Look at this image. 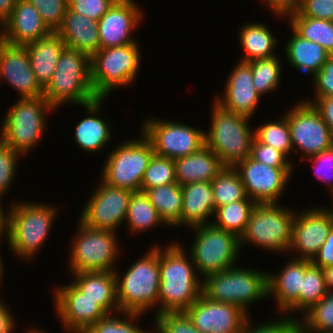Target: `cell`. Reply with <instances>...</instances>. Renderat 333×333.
<instances>
[{
  "label": "cell",
  "instance_id": "43",
  "mask_svg": "<svg viewBox=\"0 0 333 333\" xmlns=\"http://www.w3.org/2000/svg\"><path fill=\"white\" fill-rule=\"evenodd\" d=\"M170 183H176L175 160L154 154L145 170L141 191Z\"/></svg>",
  "mask_w": 333,
  "mask_h": 333
},
{
  "label": "cell",
  "instance_id": "53",
  "mask_svg": "<svg viewBox=\"0 0 333 333\" xmlns=\"http://www.w3.org/2000/svg\"><path fill=\"white\" fill-rule=\"evenodd\" d=\"M268 7L271 14H275L276 18L281 20H286V16L294 11H297L302 4L303 0H261ZM281 17V18H280Z\"/></svg>",
  "mask_w": 333,
  "mask_h": 333
},
{
  "label": "cell",
  "instance_id": "15",
  "mask_svg": "<svg viewBox=\"0 0 333 333\" xmlns=\"http://www.w3.org/2000/svg\"><path fill=\"white\" fill-rule=\"evenodd\" d=\"M132 193L100 180L85 202L78 220L88 228L118 233L125 222Z\"/></svg>",
  "mask_w": 333,
  "mask_h": 333
},
{
  "label": "cell",
  "instance_id": "25",
  "mask_svg": "<svg viewBox=\"0 0 333 333\" xmlns=\"http://www.w3.org/2000/svg\"><path fill=\"white\" fill-rule=\"evenodd\" d=\"M0 28L1 40L10 45L24 46L51 33L38 10L28 0H18Z\"/></svg>",
  "mask_w": 333,
  "mask_h": 333
},
{
  "label": "cell",
  "instance_id": "3",
  "mask_svg": "<svg viewBox=\"0 0 333 333\" xmlns=\"http://www.w3.org/2000/svg\"><path fill=\"white\" fill-rule=\"evenodd\" d=\"M124 272L114 271L120 312L157 315L160 270L159 244L150 245ZM121 273V274H120ZM154 308V309H153ZM152 309V310H151Z\"/></svg>",
  "mask_w": 333,
  "mask_h": 333
},
{
  "label": "cell",
  "instance_id": "48",
  "mask_svg": "<svg viewBox=\"0 0 333 333\" xmlns=\"http://www.w3.org/2000/svg\"><path fill=\"white\" fill-rule=\"evenodd\" d=\"M309 161L311 167L314 170V175L322 182L326 184L328 191L333 200V146L327 150L304 159Z\"/></svg>",
  "mask_w": 333,
  "mask_h": 333
},
{
  "label": "cell",
  "instance_id": "41",
  "mask_svg": "<svg viewBox=\"0 0 333 333\" xmlns=\"http://www.w3.org/2000/svg\"><path fill=\"white\" fill-rule=\"evenodd\" d=\"M327 293L322 269L305 260V274L300 289V317Z\"/></svg>",
  "mask_w": 333,
  "mask_h": 333
},
{
  "label": "cell",
  "instance_id": "34",
  "mask_svg": "<svg viewBox=\"0 0 333 333\" xmlns=\"http://www.w3.org/2000/svg\"><path fill=\"white\" fill-rule=\"evenodd\" d=\"M145 193L170 229L181 228L182 189L180 184L176 182L149 188Z\"/></svg>",
  "mask_w": 333,
  "mask_h": 333
},
{
  "label": "cell",
  "instance_id": "32",
  "mask_svg": "<svg viewBox=\"0 0 333 333\" xmlns=\"http://www.w3.org/2000/svg\"><path fill=\"white\" fill-rule=\"evenodd\" d=\"M256 22H246L240 27L238 39L240 49L244 52L239 59L240 61L250 62L278 55L275 51L279 43L276 34L270 30V26L267 24Z\"/></svg>",
  "mask_w": 333,
  "mask_h": 333
},
{
  "label": "cell",
  "instance_id": "20",
  "mask_svg": "<svg viewBox=\"0 0 333 333\" xmlns=\"http://www.w3.org/2000/svg\"><path fill=\"white\" fill-rule=\"evenodd\" d=\"M201 333H241L250 317L240 307L202 295L185 311Z\"/></svg>",
  "mask_w": 333,
  "mask_h": 333
},
{
  "label": "cell",
  "instance_id": "56",
  "mask_svg": "<svg viewBox=\"0 0 333 333\" xmlns=\"http://www.w3.org/2000/svg\"><path fill=\"white\" fill-rule=\"evenodd\" d=\"M18 0H0V26L11 15Z\"/></svg>",
  "mask_w": 333,
  "mask_h": 333
},
{
  "label": "cell",
  "instance_id": "52",
  "mask_svg": "<svg viewBox=\"0 0 333 333\" xmlns=\"http://www.w3.org/2000/svg\"><path fill=\"white\" fill-rule=\"evenodd\" d=\"M302 100L304 102L312 104L315 107V109L320 113L324 122L327 124L333 137V97H303Z\"/></svg>",
  "mask_w": 333,
  "mask_h": 333
},
{
  "label": "cell",
  "instance_id": "14",
  "mask_svg": "<svg viewBox=\"0 0 333 333\" xmlns=\"http://www.w3.org/2000/svg\"><path fill=\"white\" fill-rule=\"evenodd\" d=\"M293 105L283 113L288 120L293 153L296 157L300 155V161H303L331 148L333 137L315 107L301 99Z\"/></svg>",
  "mask_w": 333,
  "mask_h": 333
},
{
  "label": "cell",
  "instance_id": "24",
  "mask_svg": "<svg viewBox=\"0 0 333 333\" xmlns=\"http://www.w3.org/2000/svg\"><path fill=\"white\" fill-rule=\"evenodd\" d=\"M104 101L105 98H96L81 105L86 111V116L80 119L73 131L76 147L90 155L107 150L113 138V125L107 118L101 117L100 113Z\"/></svg>",
  "mask_w": 333,
  "mask_h": 333
},
{
  "label": "cell",
  "instance_id": "19",
  "mask_svg": "<svg viewBox=\"0 0 333 333\" xmlns=\"http://www.w3.org/2000/svg\"><path fill=\"white\" fill-rule=\"evenodd\" d=\"M136 0H116L98 20L100 49L134 44V31L144 20L143 9ZM139 25V26H138Z\"/></svg>",
  "mask_w": 333,
  "mask_h": 333
},
{
  "label": "cell",
  "instance_id": "29",
  "mask_svg": "<svg viewBox=\"0 0 333 333\" xmlns=\"http://www.w3.org/2000/svg\"><path fill=\"white\" fill-rule=\"evenodd\" d=\"M291 35L283 45L284 60L290 67L301 74H309L311 78L317 74L324 63L330 58V54L319 44L304 39L291 27Z\"/></svg>",
  "mask_w": 333,
  "mask_h": 333
},
{
  "label": "cell",
  "instance_id": "16",
  "mask_svg": "<svg viewBox=\"0 0 333 333\" xmlns=\"http://www.w3.org/2000/svg\"><path fill=\"white\" fill-rule=\"evenodd\" d=\"M332 227L333 209L330 206L311 205L301 211L295 209L289 256L312 261L325 243Z\"/></svg>",
  "mask_w": 333,
  "mask_h": 333
},
{
  "label": "cell",
  "instance_id": "57",
  "mask_svg": "<svg viewBox=\"0 0 333 333\" xmlns=\"http://www.w3.org/2000/svg\"><path fill=\"white\" fill-rule=\"evenodd\" d=\"M4 203L0 199V242H3L1 239H6L7 235V215L8 210H4ZM5 211V212H4Z\"/></svg>",
  "mask_w": 333,
  "mask_h": 333
},
{
  "label": "cell",
  "instance_id": "22",
  "mask_svg": "<svg viewBox=\"0 0 333 333\" xmlns=\"http://www.w3.org/2000/svg\"><path fill=\"white\" fill-rule=\"evenodd\" d=\"M228 74L224 91L214 97V101L223 109L252 119L262 97L256 92L253 81L251 65L238 60ZM219 96V97H218Z\"/></svg>",
  "mask_w": 333,
  "mask_h": 333
},
{
  "label": "cell",
  "instance_id": "13",
  "mask_svg": "<svg viewBox=\"0 0 333 333\" xmlns=\"http://www.w3.org/2000/svg\"><path fill=\"white\" fill-rule=\"evenodd\" d=\"M157 118L147 117L139 129L152 143L154 154L175 160L205 146V130L202 128Z\"/></svg>",
  "mask_w": 333,
  "mask_h": 333
},
{
  "label": "cell",
  "instance_id": "27",
  "mask_svg": "<svg viewBox=\"0 0 333 333\" xmlns=\"http://www.w3.org/2000/svg\"><path fill=\"white\" fill-rule=\"evenodd\" d=\"M72 282L87 297L96 301L108 314L120 312L116 275L111 271L77 272ZM72 280V281H71Z\"/></svg>",
  "mask_w": 333,
  "mask_h": 333
},
{
  "label": "cell",
  "instance_id": "45",
  "mask_svg": "<svg viewBox=\"0 0 333 333\" xmlns=\"http://www.w3.org/2000/svg\"><path fill=\"white\" fill-rule=\"evenodd\" d=\"M152 326L154 333H201L185 311L157 314Z\"/></svg>",
  "mask_w": 333,
  "mask_h": 333
},
{
  "label": "cell",
  "instance_id": "39",
  "mask_svg": "<svg viewBox=\"0 0 333 333\" xmlns=\"http://www.w3.org/2000/svg\"><path fill=\"white\" fill-rule=\"evenodd\" d=\"M211 184L216 209L247 197L241 177L233 167H223Z\"/></svg>",
  "mask_w": 333,
  "mask_h": 333
},
{
  "label": "cell",
  "instance_id": "42",
  "mask_svg": "<svg viewBox=\"0 0 333 333\" xmlns=\"http://www.w3.org/2000/svg\"><path fill=\"white\" fill-rule=\"evenodd\" d=\"M142 316L145 315L126 312L108 314L84 333H151L150 330L148 332L140 327L138 321L141 320Z\"/></svg>",
  "mask_w": 333,
  "mask_h": 333
},
{
  "label": "cell",
  "instance_id": "9",
  "mask_svg": "<svg viewBox=\"0 0 333 333\" xmlns=\"http://www.w3.org/2000/svg\"><path fill=\"white\" fill-rule=\"evenodd\" d=\"M100 49L90 57L91 83L97 98H108L117 88H129L139 76L140 42Z\"/></svg>",
  "mask_w": 333,
  "mask_h": 333
},
{
  "label": "cell",
  "instance_id": "40",
  "mask_svg": "<svg viewBox=\"0 0 333 333\" xmlns=\"http://www.w3.org/2000/svg\"><path fill=\"white\" fill-rule=\"evenodd\" d=\"M301 333H333V292L299 317Z\"/></svg>",
  "mask_w": 333,
  "mask_h": 333
},
{
  "label": "cell",
  "instance_id": "51",
  "mask_svg": "<svg viewBox=\"0 0 333 333\" xmlns=\"http://www.w3.org/2000/svg\"><path fill=\"white\" fill-rule=\"evenodd\" d=\"M302 16L333 20V0H303L297 10Z\"/></svg>",
  "mask_w": 333,
  "mask_h": 333
},
{
  "label": "cell",
  "instance_id": "58",
  "mask_svg": "<svg viewBox=\"0 0 333 333\" xmlns=\"http://www.w3.org/2000/svg\"><path fill=\"white\" fill-rule=\"evenodd\" d=\"M327 292H333V266L322 268Z\"/></svg>",
  "mask_w": 333,
  "mask_h": 333
},
{
  "label": "cell",
  "instance_id": "30",
  "mask_svg": "<svg viewBox=\"0 0 333 333\" xmlns=\"http://www.w3.org/2000/svg\"><path fill=\"white\" fill-rule=\"evenodd\" d=\"M218 156L206 145L199 151L175 159V177L178 184L212 181L222 170Z\"/></svg>",
  "mask_w": 333,
  "mask_h": 333
},
{
  "label": "cell",
  "instance_id": "31",
  "mask_svg": "<svg viewBox=\"0 0 333 333\" xmlns=\"http://www.w3.org/2000/svg\"><path fill=\"white\" fill-rule=\"evenodd\" d=\"M24 46L29 53L31 68L36 79L44 88L51 80L66 45L56 32H51L48 36Z\"/></svg>",
  "mask_w": 333,
  "mask_h": 333
},
{
  "label": "cell",
  "instance_id": "36",
  "mask_svg": "<svg viewBox=\"0 0 333 333\" xmlns=\"http://www.w3.org/2000/svg\"><path fill=\"white\" fill-rule=\"evenodd\" d=\"M256 204L247 196L243 200L218 207L214 212L212 224L240 238Z\"/></svg>",
  "mask_w": 333,
  "mask_h": 333
},
{
  "label": "cell",
  "instance_id": "7",
  "mask_svg": "<svg viewBox=\"0 0 333 333\" xmlns=\"http://www.w3.org/2000/svg\"><path fill=\"white\" fill-rule=\"evenodd\" d=\"M209 130H205V145L219 158L223 167H235L250 156L254 128L249 117L229 112L212 103ZM251 125V127H250Z\"/></svg>",
  "mask_w": 333,
  "mask_h": 333
},
{
  "label": "cell",
  "instance_id": "55",
  "mask_svg": "<svg viewBox=\"0 0 333 333\" xmlns=\"http://www.w3.org/2000/svg\"><path fill=\"white\" fill-rule=\"evenodd\" d=\"M11 307L4 302L0 296V333H14L17 328L16 316L13 315Z\"/></svg>",
  "mask_w": 333,
  "mask_h": 333
},
{
  "label": "cell",
  "instance_id": "33",
  "mask_svg": "<svg viewBox=\"0 0 333 333\" xmlns=\"http://www.w3.org/2000/svg\"><path fill=\"white\" fill-rule=\"evenodd\" d=\"M130 235H140L155 228L169 227L164 223L156 208L150 202L145 192H133L128 203L127 215L124 222Z\"/></svg>",
  "mask_w": 333,
  "mask_h": 333
},
{
  "label": "cell",
  "instance_id": "38",
  "mask_svg": "<svg viewBox=\"0 0 333 333\" xmlns=\"http://www.w3.org/2000/svg\"><path fill=\"white\" fill-rule=\"evenodd\" d=\"M278 117V119L276 118L273 121L269 120L259 124V126H255L254 136L262 143L284 153L294 165L295 161H293L291 155L293 154V147L288 120L284 113Z\"/></svg>",
  "mask_w": 333,
  "mask_h": 333
},
{
  "label": "cell",
  "instance_id": "28",
  "mask_svg": "<svg viewBox=\"0 0 333 333\" xmlns=\"http://www.w3.org/2000/svg\"><path fill=\"white\" fill-rule=\"evenodd\" d=\"M98 21L90 20L69 9L56 33L66 47L87 53L90 57L100 50Z\"/></svg>",
  "mask_w": 333,
  "mask_h": 333
},
{
  "label": "cell",
  "instance_id": "18",
  "mask_svg": "<svg viewBox=\"0 0 333 333\" xmlns=\"http://www.w3.org/2000/svg\"><path fill=\"white\" fill-rule=\"evenodd\" d=\"M234 169L241 177L246 195L256 203H279L296 170L295 167L268 166L250 157Z\"/></svg>",
  "mask_w": 333,
  "mask_h": 333
},
{
  "label": "cell",
  "instance_id": "50",
  "mask_svg": "<svg viewBox=\"0 0 333 333\" xmlns=\"http://www.w3.org/2000/svg\"><path fill=\"white\" fill-rule=\"evenodd\" d=\"M311 81L314 95L310 98L333 97V56H330Z\"/></svg>",
  "mask_w": 333,
  "mask_h": 333
},
{
  "label": "cell",
  "instance_id": "8",
  "mask_svg": "<svg viewBox=\"0 0 333 333\" xmlns=\"http://www.w3.org/2000/svg\"><path fill=\"white\" fill-rule=\"evenodd\" d=\"M284 205V206H283ZM282 203H257L239 238L241 253L250 245L275 254H287L292 239L295 209Z\"/></svg>",
  "mask_w": 333,
  "mask_h": 333
},
{
  "label": "cell",
  "instance_id": "1",
  "mask_svg": "<svg viewBox=\"0 0 333 333\" xmlns=\"http://www.w3.org/2000/svg\"><path fill=\"white\" fill-rule=\"evenodd\" d=\"M159 245L160 285L157 314L186 311L201 295L203 279L178 240Z\"/></svg>",
  "mask_w": 333,
  "mask_h": 333
},
{
  "label": "cell",
  "instance_id": "12",
  "mask_svg": "<svg viewBox=\"0 0 333 333\" xmlns=\"http://www.w3.org/2000/svg\"><path fill=\"white\" fill-rule=\"evenodd\" d=\"M193 232L192 244L186 249L196 266L198 275L206 276L238 265L241 249L239 238L213 224L189 228Z\"/></svg>",
  "mask_w": 333,
  "mask_h": 333
},
{
  "label": "cell",
  "instance_id": "49",
  "mask_svg": "<svg viewBox=\"0 0 333 333\" xmlns=\"http://www.w3.org/2000/svg\"><path fill=\"white\" fill-rule=\"evenodd\" d=\"M116 0H68V9L98 21Z\"/></svg>",
  "mask_w": 333,
  "mask_h": 333
},
{
  "label": "cell",
  "instance_id": "44",
  "mask_svg": "<svg viewBox=\"0 0 333 333\" xmlns=\"http://www.w3.org/2000/svg\"><path fill=\"white\" fill-rule=\"evenodd\" d=\"M24 156L13 148L7 146L0 139V199H6L5 195L13 189L12 185L15 183L19 161Z\"/></svg>",
  "mask_w": 333,
  "mask_h": 333
},
{
  "label": "cell",
  "instance_id": "5",
  "mask_svg": "<svg viewBox=\"0 0 333 333\" xmlns=\"http://www.w3.org/2000/svg\"><path fill=\"white\" fill-rule=\"evenodd\" d=\"M53 112L56 114V109L43 96L18 98L2 116L0 139L24 157L28 156L42 141L48 115Z\"/></svg>",
  "mask_w": 333,
  "mask_h": 333
},
{
  "label": "cell",
  "instance_id": "17",
  "mask_svg": "<svg viewBox=\"0 0 333 333\" xmlns=\"http://www.w3.org/2000/svg\"><path fill=\"white\" fill-rule=\"evenodd\" d=\"M56 286L52 294L54 315L59 318L64 332L84 333L108 315L96 301L87 297L72 282Z\"/></svg>",
  "mask_w": 333,
  "mask_h": 333
},
{
  "label": "cell",
  "instance_id": "4",
  "mask_svg": "<svg viewBox=\"0 0 333 333\" xmlns=\"http://www.w3.org/2000/svg\"><path fill=\"white\" fill-rule=\"evenodd\" d=\"M43 97L56 110L69 106H81L97 97L91 83L90 56L82 51L65 47Z\"/></svg>",
  "mask_w": 333,
  "mask_h": 333
},
{
  "label": "cell",
  "instance_id": "47",
  "mask_svg": "<svg viewBox=\"0 0 333 333\" xmlns=\"http://www.w3.org/2000/svg\"><path fill=\"white\" fill-rule=\"evenodd\" d=\"M249 157L259 163L272 167H295L284 153L262 143L255 136L251 144Z\"/></svg>",
  "mask_w": 333,
  "mask_h": 333
},
{
  "label": "cell",
  "instance_id": "6",
  "mask_svg": "<svg viewBox=\"0 0 333 333\" xmlns=\"http://www.w3.org/2000/svg\"><path fill=\"white\" fill-rule=\"evenodd\" d=\"M238 266L206 276L202 293L213 301L238 306L251 316V305L268 300V271Z\"/></svg>",
  "mask_w": 333,
  "mask_h": 333
},
{
  "label": "cell",
  "instance_id": "26",
  "mask_svg": "<svg viewBox=\"0 0 333 333\" xmlns=\"http://www.w3.org/2000/svg\"><path fill=\"white\" fill-rule=\"evenodd\" d=\"M181 189V228L212 224L216 205L211 181L188 183Z\"/></svg>",
  "mask_w": 333,
  "mask_h": 333
},
{
  "label": "cell",
  "instance_id": "23",
  "mask_svg": "<svg viewBox=\"0 0 333 333\" xmlns=\"http://www.w3.org/2000/svg\"><path fill=\"white\" fill-rule=\"evenodd\" d=\"M279 272H267L268 298L275 301L278 315L299 319L300 289L305 274V260L289 258ZM296 314V315H295ZM298 315V316H297Z\"/></svg>",
  "mask_w": 333,
  "mask_h": 333
},
{
  "label": "cell",
  "instance_id": "59",
  "mask_svg": "<svg viewBox=\"0 0 333 333\" xmlns=\"http://www.w3.org/2000/svg\"><path fill=\"white\" fill-rule=\"evenodd\" d=\"M1 251H0V288L2 287V283L4 282L3 278L5 277L4 274H5V263H4V259H2V255H1Z\"/></svg>",
  "mask_w": 333,
  "mask_h": 333
},
{
  "label": "cell",
  "instance_id": "54",
  "mask_svg": "<svg viewBox=\"0 0 333 333\" xmlns=\"http://www.w3.org/2000/svg\"><path fill=\"white\" fill-rule=\"evenodd\" d=\"M311 263L321 269L327 266H333V227L331 228L325 243L320 247L319 252L313 258Z\"/></svg>",
  "mask_w": 333,
  "mask_h": 333
},
{
  "label": "cell",
  "instance_id": "10",
  "mask_svg": "<svg viewBox=\"0 0 333 333\" xmlns=\"http://www.w3.org/2000/svg\"><path fill=\"white\" fill-rule=\"evenodd\" d=\"M78 228L70 241L68 271L77 272L111 271L117 268L122 250L119 236L110 230L86 227L78 220Z\"/></svg>",
  "mask_w": 333,
  "mask_h": 333
},
{
  "label": "cell",
  "instance_id": "2",
  "mask_svg": "<svg viewBox=\"0 0 333 333\" xmlns=\"http://www.w3.org/2000/svg\"><path fill=\"white\" fill-rule=\"evenodd\" d=\"M15 201V202H14ZM7 207L6 243L12 256L31 261L46 244L59 214V206L14 200ZM30 201V202H29ZM37 255V256H36Z\"/></svg>",
  "mask_w": 333,
  "mask_h": 333
},
{
  "label": "cell",
  "instance_id": "21",
  "mask_svg": "<svg viewBox=\"0 0 333 333\" xmlns=\"http://www.w3.org/2000/svg\"><path fill=\"white\" fill-rule=\"evenodd\" d=\"M2 81L16 91L19 99L39 98L44 93L31 68L26 47L0 40V85Z\"/></svg>",
  "mask_w": 333,
  "mask_h": 333
},
{
  "label": "cell",
  "instance_id": "11",
  "mask_svg": "<svg viewBox=\"0 0 333 333\" xmlns=\"http://www.w3.org/2000/svg\"><path fill=\"white\" fill-rule=\"evenodd\" d=\"M139 131L140 137L122 140L107 153L98 180L131 192L141 191V182L154 149L150 140Z\"/></svg>",
  "mask_w": 333,
  "mask_h": 333
},
{
  "label": "cell",
  "instance_id": "35",
  "mask_svg": "<svg viewBox=\"0 0 333 333\" xmlns=\"http://www.w3.org/2000/svg\"><path fill=\"white\" fill-rule=\"evenodd\" d=\"M291 27L298 35L309 41L321 45L333 56V23L329 20L310 18L302 16L294 11L285 17Z\"/></svg>",
  "mask_w": 333,
  "mask_h": 333
},
{
  "label": "cell",
  "instance_id": "37",
  "mask_svg": "<svg viewBox=\"0 0 333 333\" xmlns=\"http://www.w3.org/2000/svg\"><path fill=\"white\" fill-rule=\"evenodd\" d=\"M280 56L257 59L248 62L251 65L252 81L256 92L262 97L277 92L283 77V66ZM282 75V76H281Z\"/></svg>",
  "mask_w": 333,
  "mask_h": 333
},
{
  "label": "cell",
  "instance_id": "46",
  "mask_svg": "<svg viewBox=\"0 0 333 333\" xmlns=\"http://www.w3.org/2000/svg\"><path fill=\"white\" fill-rule=\"evenodd\" d=\"M41 15L44 24L51 32H56L68 9V0H28Z\"/></svg>",
  "mask_w": 333,
  "mask_h": 333
},
{
  "label": "cell",
  "instance_id": "60",
  "mask_svg": "<svg viewBox=\"0 0 333 333\" xmlns=\"http://www.w3.org/2000/svg\"><path fill=\"white\" fill-rule=\"evenodd\" d=\"M27 333H49V332H47L45 329L43 330V328L41 327V328H37V327H29L28 328V331H27Z\"/></svg>",
  "mask_w": 333,
  "mask_h": 333
}]
</instances>
